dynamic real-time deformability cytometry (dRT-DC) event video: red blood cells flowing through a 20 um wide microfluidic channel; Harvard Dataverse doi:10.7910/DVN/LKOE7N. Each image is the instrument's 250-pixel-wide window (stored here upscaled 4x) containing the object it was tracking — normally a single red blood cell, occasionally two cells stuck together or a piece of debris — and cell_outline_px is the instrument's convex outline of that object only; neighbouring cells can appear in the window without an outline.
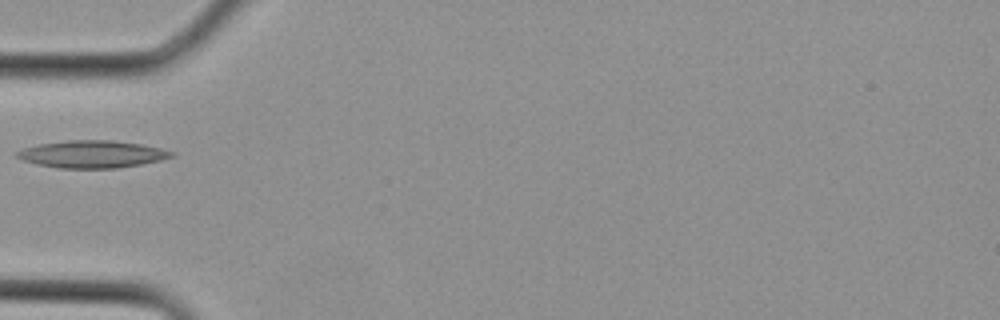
{"species": "Egyptian fruit bat (a non-hibernating species)", "species_latin": "Rousettus aegyptiacus", "temperature_condition": "cold", "stored_images_in_passage": 4, "camera_frame_rate_fps": 3000, "um_per_image_px": 0.085, "animal": {"sex": "female"}, "frame": {"image": 1, "passage_image": 4, "time_ms": 1.0, "image_size_px": [1000, 320], "cell_outline_px": [[176, 156], [160, 160], [140, 164], [116, 168], [60, 168], [36, 164], [20, 160], [16, 156], [16, 152], [24, 148], [40, 144], [68, 140], [112, 140], [140, 144], [160, 148], [176, 152]], "centroid_in_image_um": [7.84, 13.1], "position_along_channel_um": 77.2, "area_um2": 24.57}}